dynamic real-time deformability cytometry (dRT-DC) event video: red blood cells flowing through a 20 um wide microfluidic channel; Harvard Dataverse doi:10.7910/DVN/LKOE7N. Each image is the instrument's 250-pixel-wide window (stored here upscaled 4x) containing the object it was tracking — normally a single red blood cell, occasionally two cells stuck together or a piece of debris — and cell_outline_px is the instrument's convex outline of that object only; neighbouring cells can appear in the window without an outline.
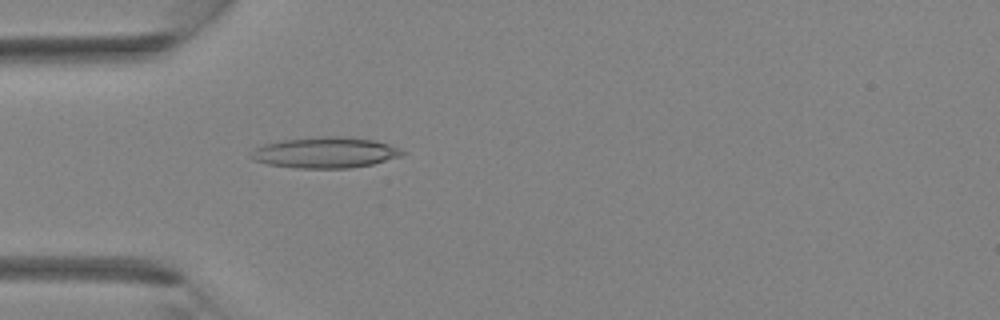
{"species": "Egyptian fruit bat (a non-hibernating species)", "species_latin": "Rousettus aegyptiacus", "temperature_condition": "room temperature", "stored_images_in_passage": 37, "camera_frame_rate_fps": 3000, "um_per_image_px": 0.085, "animal": {"sex": "female"}, "frame": {"image": 1, "passage_image": 11, "time_ms": 3.333, "image_size_px": [1000, 320], "cell_outline_px": [[408, 152], [400, 156], [372, 164], [348, 168], [296, 168], [268, 164], [252, 160], [248, 156], [248, 152], [264, 144], [284, 140], [320, 136], [340, 136], [376, 140], [400, 148]], "centroid_in_image_um": [27.63, 12.96], "position_along_channel_um": 57.4, "area_um2": 27.34}}
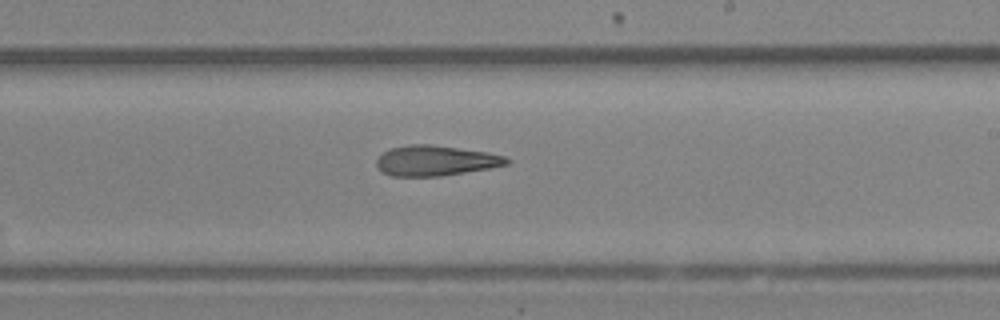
{"frame": {"image": 2, "passage_image": 22, "time_ms": 7.0, "image_size_px": [1000, 320], "cell_outline_px": [[512, 160], [508, 164], [492, 168], [440, 176], [392, 176], [384, 172], [376, 164], [376, 160], [384, 152], [392, 148], [408, 144], [432, 144], [488, 152], [504, 156]], "centroid_in_image_um": [37.07, 13.65], "position_along_channel_um": 251.9, "area_um2": 22.95}}
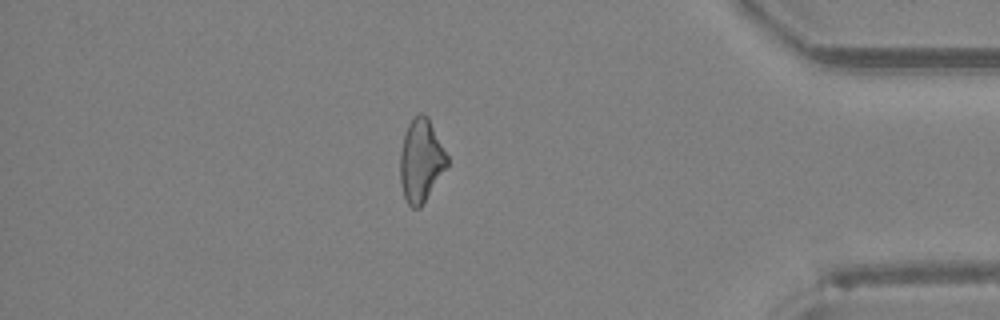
{"frame": {"image": 3, "passage_image": 32, "time_ms": 10.333, "image_size_px": [1000, 320], "cell_outline_px": [[448, 168], [420, 208], [412, 208], [408, 204], [404, 196], [400, 184], [400, 152], [404, 136], [408, 124], [420, 112], [428, 116], [448, 156]], "centroid_in_image_um": [35.8, 13.67], "position_along_channel_um": 399.4, "area_um2": 22.89}}